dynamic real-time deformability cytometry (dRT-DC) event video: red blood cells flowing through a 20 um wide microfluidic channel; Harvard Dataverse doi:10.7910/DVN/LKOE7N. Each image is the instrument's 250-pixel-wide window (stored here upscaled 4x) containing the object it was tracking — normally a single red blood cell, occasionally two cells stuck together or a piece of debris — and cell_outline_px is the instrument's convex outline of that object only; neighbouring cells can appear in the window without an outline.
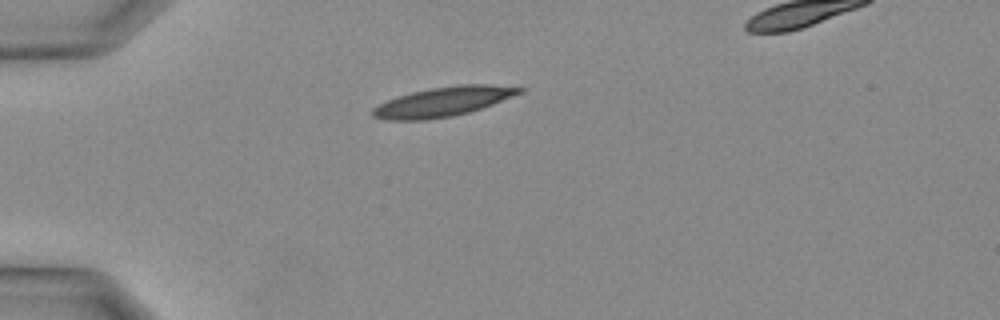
{"species": "Egyptian fruit bat (a non-hibernating species)", "species_latin": "Rousettus aegyptiacus", "temperature_condition": "warm", "stored_images_in_passage": 9, "camera_frame_rate_fps": 3000, "um_per_image_px": 0.085, "animal": {"sex": "female"}, "frame": {"image": 1, "passage_image": 1, "time_ms": 0.0, "image_size_px": [1000, 320], "cell_outline_px": [[524, 92], [492, 104], [468, 112], [452, 116], [424, 120], [388, 120], [372, 116], [372, 108], [388, 100], [412, 92], [432, 88], [460, 84], [488, 84], [524, 88]], "centroid_in_image_um": [37.68, 8.64], "position_along_channel_um": 47.3, "area_um2": 24.85}}
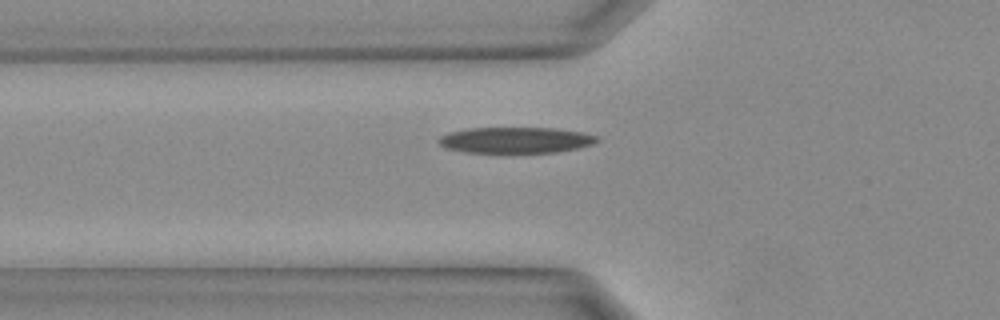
{"frame": {"image": 2, "passage_image": 4, "time_ms": 1.0, "image_size_px": [1000, 320], "cell_outline_px": [[600, 140], [592, 144], [576, 148], [556, 152], [468, 152], [448, 148], [440, 144], [436, 140], [440, 136], [448, 132], [468, 128], [556, 128], [580, 132], [596, 136]], "centroid_in_image_um": [43.8, 11.9], "position_along_channel_um": 82.0, "area_um2": 23.7}}
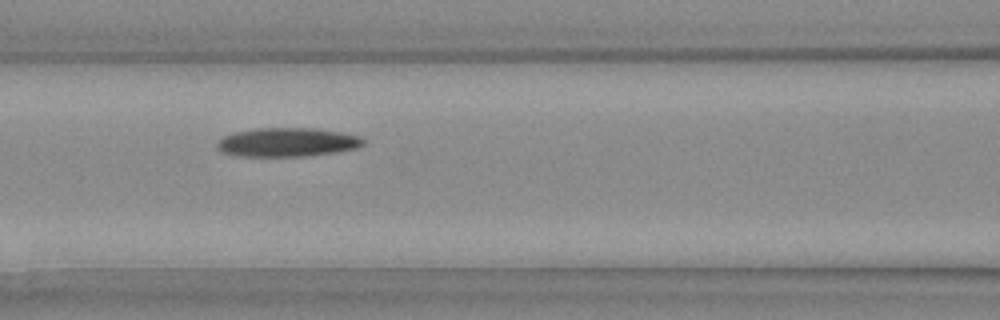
{"frame": {"image": 3, "passage_image": 7, "time_ms": 2.0, "image_size_px": [1000, 320], "cell_outline_px": [[364, 144], [356, 148], [336, 152], [308, 156], [236, 156], [220, 152], [216, 148], [216, 144], [224, 136], [236, 132], [252, 128], [316, 128], [340, 132], [360, 136], [364, 140]], "centroid_in_image_um": [24.4, 12.09], "position_along_channel_um": 142.2, "area_um2": 24.74}}